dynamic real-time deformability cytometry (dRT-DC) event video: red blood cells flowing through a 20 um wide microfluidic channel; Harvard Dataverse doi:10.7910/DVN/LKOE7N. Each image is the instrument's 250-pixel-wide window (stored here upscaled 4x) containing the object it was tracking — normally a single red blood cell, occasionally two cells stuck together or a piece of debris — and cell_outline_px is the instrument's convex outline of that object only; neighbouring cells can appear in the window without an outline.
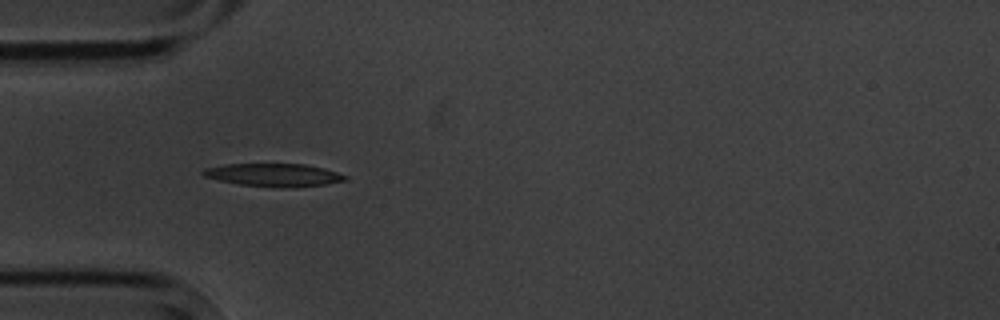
{"species": "common noctule bat (a hibernating species)", "species_latin": "Nyctalus noctula", "temperature_condition": "cold", "stored_images_in_passage": 7, "camera_frame_rate_fps": 3000, "um_per_image_px": 0.085, "animal": {"sex": "male", "body_mass_g": 20.1, "forearm_length_mm": 53.5}, "frame": {"image": 1, "passage_image": 4, "time_ms": 3.667, "image_size_px": [1000, 320], "cell_outline_px": [[348, 180], [324, 184], [284, 188], [280, 188], [240, 184], [220, 180], [204, 176], [200, 172], [204, 168], [224, 164], [304, 164], [324, 168], [348, 176]], "centroid_in_image_um": [23.27, 14.87], "position_along_channel_um": 61.7, "area_um2": 18.9}}
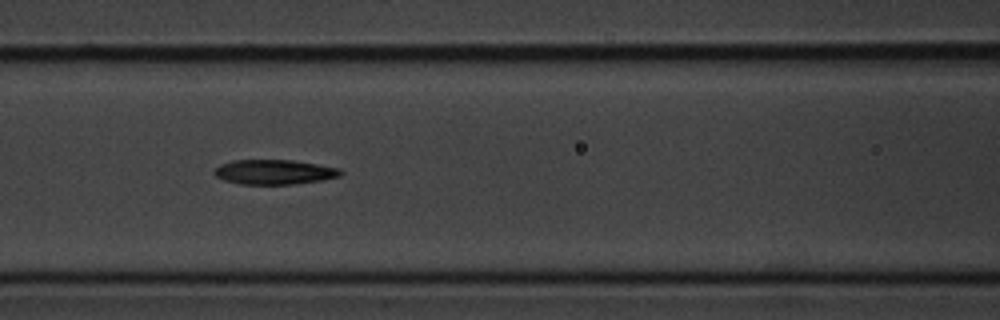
{"frame": {"image": 2, "passage_image": 6, "time_ms": 6.0, "image_size_px": [1000, 320], "cell_outline_px": [[344, 172], [340, 176], [320, 180], [292, 184], [240, 184], [224, 180], [216, 176], [212, 172], [220, 164], [232, 160], [292, 160], [340, 168]], "centroid_in_image_um": [23.29, 14.61], "position_along_channel_um": 143.3, "area_um2": 18.15}}
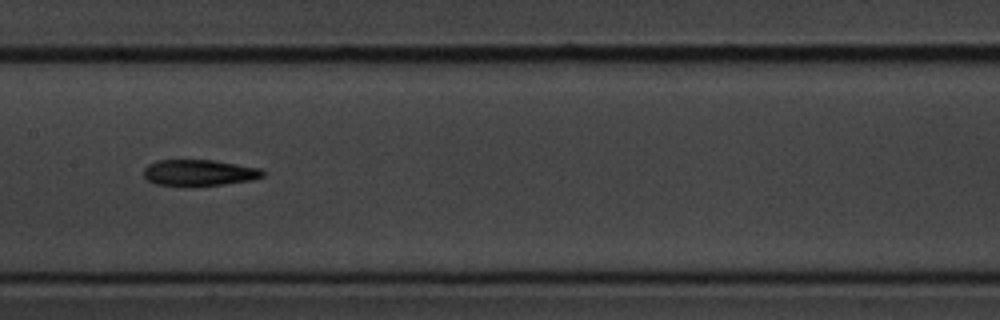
{"frame": {"image": 3, "passage_image": 7, "time_ms": 7.333, "image_size_px": [1000, 320], "cell_outline_px": [[264, 176], [252, 180], [224, 184], [156, 184], [148, 180], [144, 176], [144, 168], [148, 164], [156, 160], [212, 160], [260, 168], [264, 172]], "centroid_in_image_um": [16.94, 14.65], "position_along_channel_um": 190.5, "area_um2": 17.63}}